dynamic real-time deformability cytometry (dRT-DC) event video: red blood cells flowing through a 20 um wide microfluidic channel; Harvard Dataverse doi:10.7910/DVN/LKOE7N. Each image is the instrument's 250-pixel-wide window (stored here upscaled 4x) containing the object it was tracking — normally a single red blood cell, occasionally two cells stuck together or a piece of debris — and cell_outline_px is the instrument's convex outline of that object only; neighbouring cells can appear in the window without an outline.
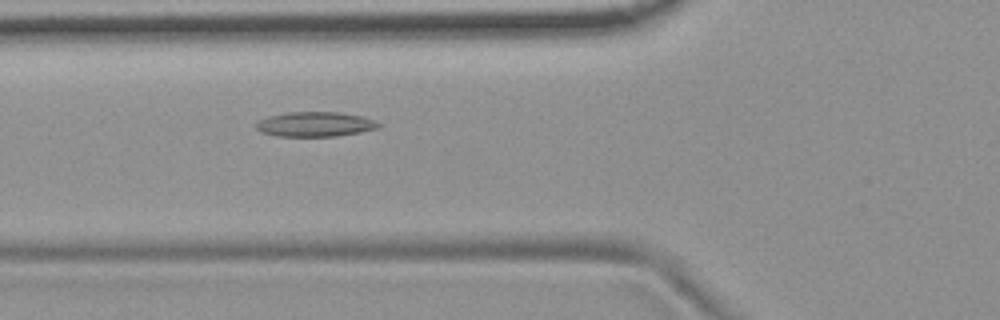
{"species": "common noctule bat (a hibernating species)", "species_latin": "Nyctalus noctula", "temperature_condition": "room temperature", "stored_images_in_passage": 35, "camera_frame_rate_fps": 3000, "um_per_image_px": 0.085, "animal": {"sex": "female", "body_mass_g": 19.9}, "frame": {"image": 1, "passage_image": 3, "time_ms": 0.667, "image_size_px": [1000, 320], "cell_outline_px": [[380, 128], [360, 132], [336, 136], [276, 136], [260, 132], [256, 128], [256, 124], [260, 120], [268, 116], [288, 112], [336, 112], [360, 116], [372, 120], [380, 124]], "centroid_in_image_um": [26.75, 10.56], "position_along_channel_um": 99.0, "area_um2": 17.51}}
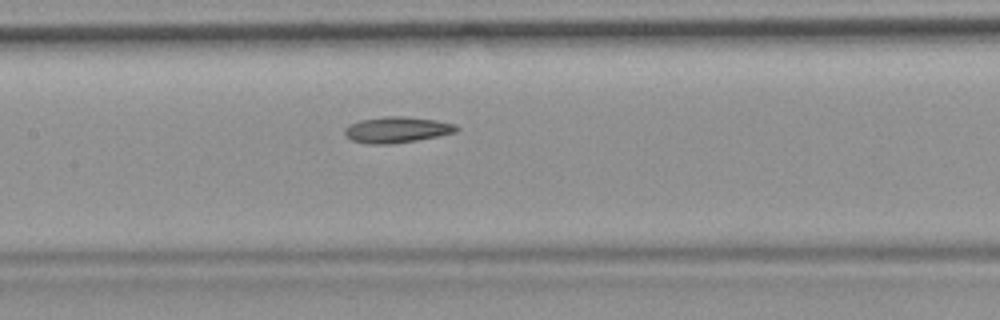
{"frame": {"image": 2, "passage_image": 9, "time_ms": 2.667, "image_size_px": [1000, 320], "cell_outline_px": [[460, 128], [456, 132], [416, 140], [392, 144], [368, 144], [352, 140], [344, 136], [344, 128], [348, 124], [360, 120], [384, 116], [404, 116], [436, 120], [456, 124]], "centroid_in_image_um": [33.7, 11.02], "position_along_channel_um": 173.7, "area_um2": 17.05}}
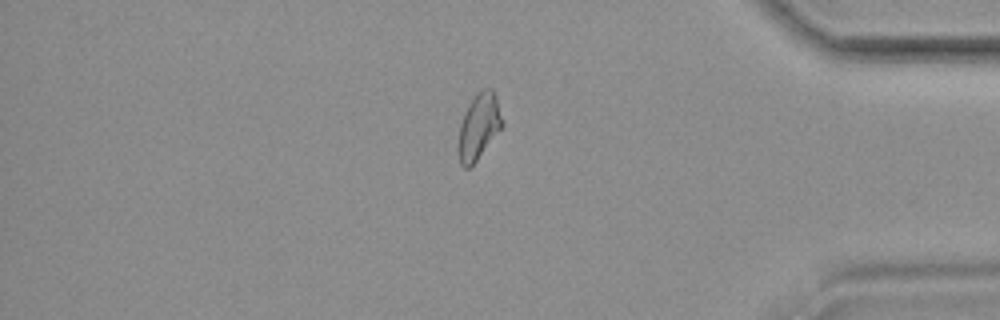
{"frame": {"image": 3, "passage_image": 29, "time_ms": 9.333, "image_size_px": [1000, 320], "cell_outline_px": [[504, 124], [476, 160], [468, 168], [464, 168], [460, 164], [456, 148], [460, 124], [464, 112], [468, 104], [476, 92], [484, 88], [492, 88], [496, 96], [504, 120]], "centroid_in_image_um": [40.68, 10.72], "position_along_channel_um": 394.5, "area_um2": 17.05}}